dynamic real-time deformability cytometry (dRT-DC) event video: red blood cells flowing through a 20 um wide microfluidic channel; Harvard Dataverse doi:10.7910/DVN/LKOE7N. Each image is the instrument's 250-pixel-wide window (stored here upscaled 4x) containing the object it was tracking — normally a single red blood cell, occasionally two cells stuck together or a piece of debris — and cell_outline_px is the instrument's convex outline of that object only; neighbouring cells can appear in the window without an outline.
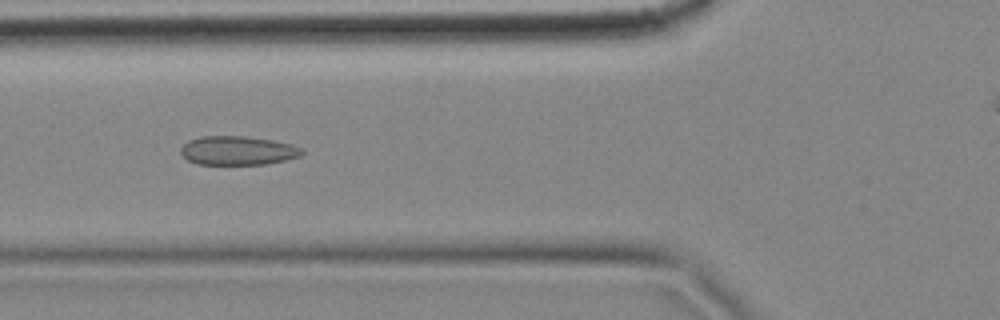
{"species": "common noctule bat (a hibernating species)", "species_latin": "Nyctalus noctula", "temperature_condition": "cold", "stored_images_in_passage": 8, "camera_frame_rate_fps": 3000, "um_per_image_px": 0.085, "animal": {"sex": "female", "body_mass_g": 18.4}, "frame": {"image": 1, "passage_image": 3, "time_ms": 0.667, "image_size_px": [1000, 320], "cell_outline_px": [[304, 152], [300, 156], [284, 160], [264, 164], [196, 164], [188, 160], [180, 152], [180, 148], [188, 140], [200, 136], [248, 136], [272, 140], [292, 144], [300, 148]], "centroid_in_image_um": [20.18, 12.79], "position_along_channel_um": 105.6, "area_um2": 20.4}}
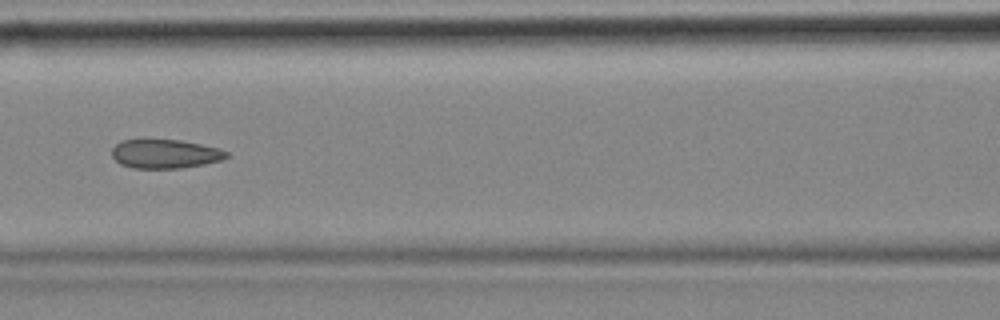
{"frame": {"image": 2, "passage_image": 4, "time_ms": 1.0, "image_size_px": [1000, 320], "cell_outline_px": [[228, 156], [220, 160], [204, 164], [180, 168], [132, 168], [120, 164], [112, 156], [112, 148], [116, 144], [124, 140], [180, 140], [200, 144], [216, 148], [228, 152]], "centroid_in_image_um": [14.0, 13.08], "position_along_channel_um": 152.6, "area_um2": 19.07}}
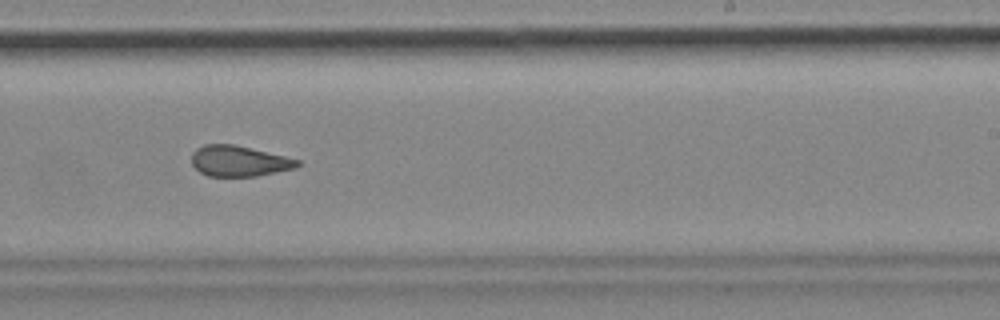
{"frame": {"image": 3, "passage_image": 7, "time_ms": 2.0, "image_size_px": [1000, 320], "cell_outline_px": [[300, 164], [296, 168], [256, 176], [208, 176], [200, 172], [192, 164], [192, 152], [196, 148], [204, 144], [232, 144], [284, 156], [300, 160]], "centroid_in_image_um": [20.29, 13.69], "position_along_channel_um": 268.7, "area_um2": 18.79}}